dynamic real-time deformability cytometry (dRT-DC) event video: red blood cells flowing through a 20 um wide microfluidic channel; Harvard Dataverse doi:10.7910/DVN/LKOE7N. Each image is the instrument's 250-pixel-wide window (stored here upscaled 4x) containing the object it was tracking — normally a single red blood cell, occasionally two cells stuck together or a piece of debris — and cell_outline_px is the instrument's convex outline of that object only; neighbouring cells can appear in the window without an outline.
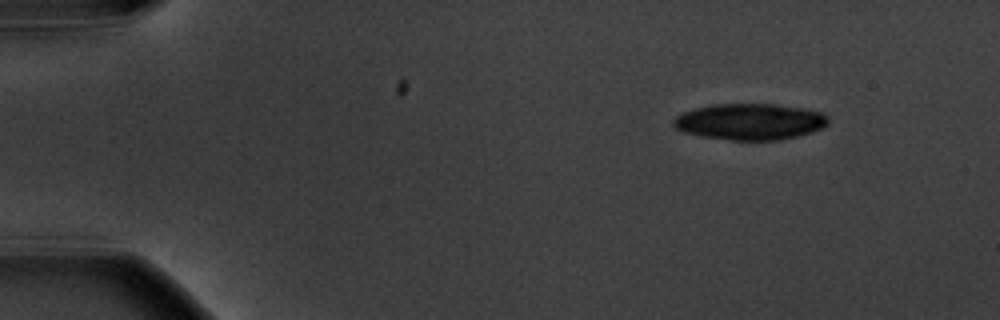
{"species": "common noctule bat (a hibernating species)", "species_latin": "Nyctalus noctula", "temperature_condition": "warm", "stored_images_in_passage": 4, "camera_frame_rate_fps": 3000, "um_per_image_px": 0.085, "animal": {"sex": "male", "body_mass_g": 20.1, "forearm_length_mm": 53.5}, "frame": {"image": 1, "passage_image": 1, "time_ms": 0.0, "image_size_px": [1000, 320], "cell_outline_px": [[828, 124], [812, 132], [780, 140], [732, 140], [700, 136], [684, 132], [676, 128], [672, 124], [672, 120], [676, 116], [684, 112], [696, 108], [712, 104], [776, 104], [804, 108], [824, 112], [828, 116]], "centroid_in_image_um": [63.76, 10.33], "position_along_channel_um": 21.2, "area_um2": 32.83}}